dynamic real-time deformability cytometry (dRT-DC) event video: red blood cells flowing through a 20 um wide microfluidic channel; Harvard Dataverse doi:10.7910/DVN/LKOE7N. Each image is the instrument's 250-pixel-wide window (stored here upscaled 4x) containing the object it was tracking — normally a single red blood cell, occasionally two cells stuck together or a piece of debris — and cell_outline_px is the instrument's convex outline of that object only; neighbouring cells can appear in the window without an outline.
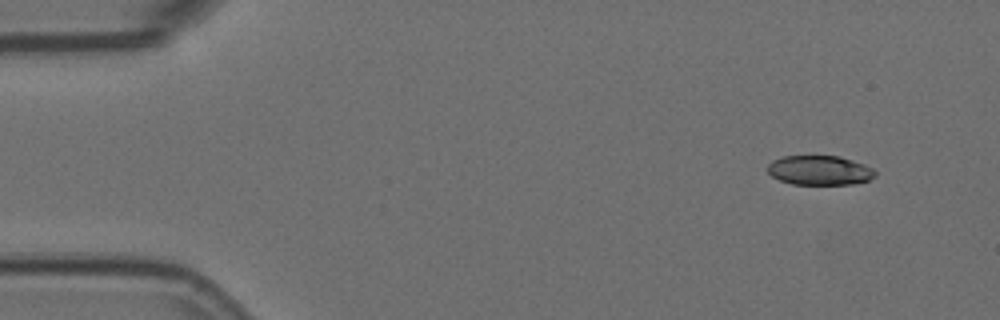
{"species": "Egyptian fruit bat (a non-hibernating species)", "species_latin": "Rousettus aegyptiacus", "temperature_condition": "room temperature", "stored_images_in_passage": 52, "camera_frame_rate_fps": 3000, "um_per_image_px": 0.085, "animal": {"sex": "female"}, "frame": {"image": 1, "passage_image": 1, "time_ms": 0.0, "image_size_px": [1000, 320], "cell_outline_px": [[876, 176], [868, 180], [852, 184], [792, 184], [780, 180], [772, 176], [768, 172], [768, 164], [772, 160], [784, 156], [840, 156], [864, 164], [872, 168], [876, 172]], "centroid_in_image_um": [69.67, 14.47], "position_along_channel_um": 15.3, "area_um2": 18.44}}
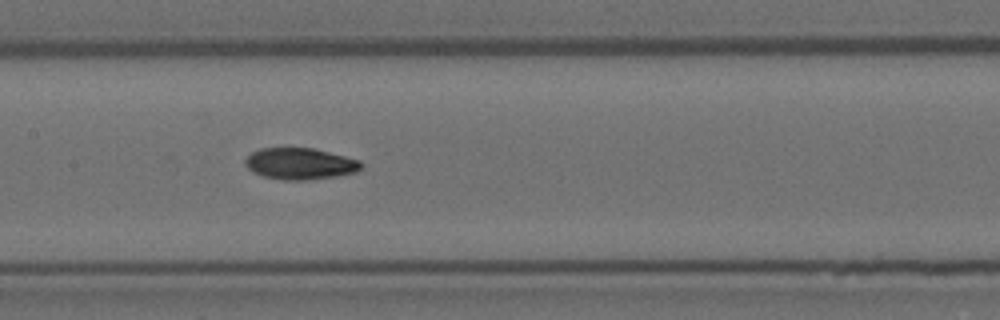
{"frame": {"image": 2, "passage_image": 23, "time_ms": 7.333, "image_size_px": [1000, 320], "cell_outline_px": [[364, 168], [356, 172], [336, 176], [304, 180], [284, 180], [264, 176], [252, 172], [244, 164], [244, 160], [252, 152], [260, 148], [312, 148], [360, 160], [364, 164]], "centroid_in_image_um": [25.51, 13.91], "position_along_channel_um": 181.9, "area_um2": 21.27}}
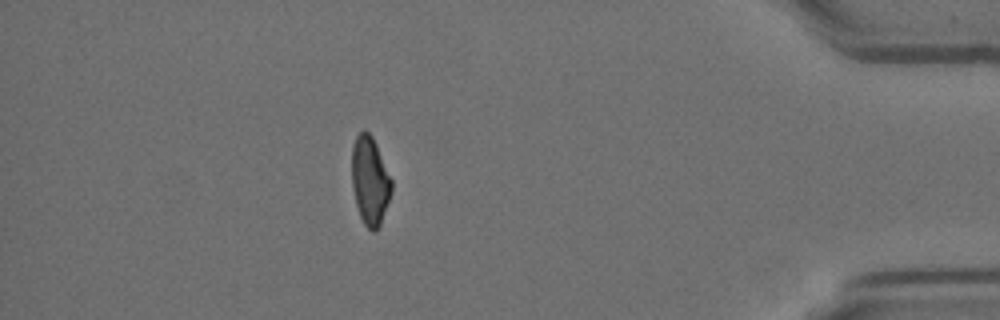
{"frame": {"image": 3, "passage_image": 45, "time_ms": 14.667, "image_size_px": [1000, 320], "cell_outline_px": [[392, 192], [380, 224], [376, 232], [372, 232], [364, 224], [360, 216], [356, 204], [352, 188], [352, 148], [356, 136], [364, 128], [372, 136], [376, 144], [392, 180]], "centroid_in_image_um": [31.44, 15.36], "position_along_channel_um": 403.8, "area_um2": 20.46}, "authors_computed_cell_mechanics": {"area_um2": 20.8658, "velocity_mm_per_s": 3.6774, "shape_relaxation_time_tau1_ms": 7.3848, "shape_relaxation_time_tau2_ms": 1.872, "deformation_change_tau1": 0.2103, "deformation_change_tau2": 0.0581}}